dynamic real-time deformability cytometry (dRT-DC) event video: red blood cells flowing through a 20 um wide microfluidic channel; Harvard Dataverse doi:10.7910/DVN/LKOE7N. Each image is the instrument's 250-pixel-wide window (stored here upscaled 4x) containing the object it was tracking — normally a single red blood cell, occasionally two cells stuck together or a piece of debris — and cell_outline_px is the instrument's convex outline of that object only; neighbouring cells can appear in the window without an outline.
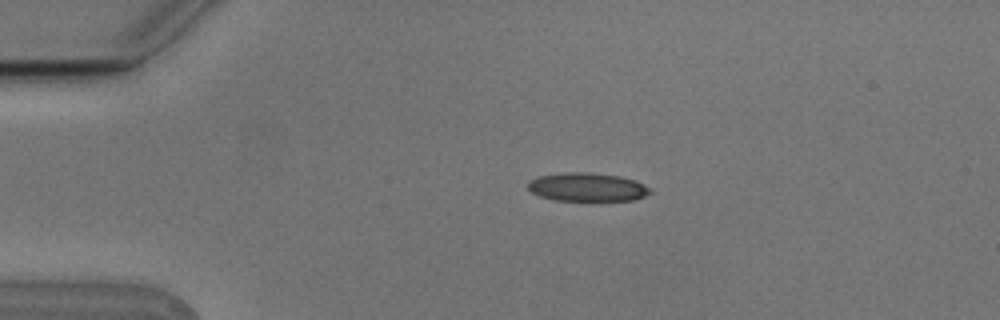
{"species": "Egyptian fruit bat (a non-hibernating species)", "species_latin": "Rousettus aegyptiacus", "temperature_condition": "cold", "stored_images_in_passage": 4, "camera_frame_rate_fps": 3000, "um_per_image_px": 0.085, "animal": {"sex": "male"}, "frame": {"image": 1, "passage_image": 3, "time_ms": 0.667, "image_size_px": [1000, 320], "cell_outline_px": [[652, 192], [636, 200], [552, 200], [540, 196], [532, 192], [528, 188], [528, 180], [540, 176], [564, 172], [588, 172], [620, 176], [636, 180], [652, 188]], "centroid_in_image_um": [49.94, 15.9], "position_along_channel_um": 35.1, "area_um2": 20.4}}